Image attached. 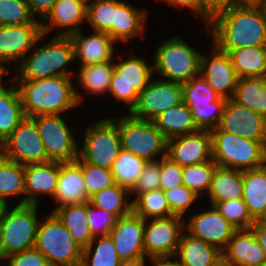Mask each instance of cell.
<instances>
[{"mask_svg": "<svg viewBox=\"0 0 266 266\" xmlns=\"http://www.w3.org/2000/svg\"><path fill=\"white\" fill-rule=\"evenodd\" d=\"M213 43L229 53L248 46H266V18L262 4L228 5L212 13L207 27Z\"/></svg>", "mask_w": 266, "mask_h": 266, "instance_id": "1", "label": "cell"}, {"mask_svg": "<svg viewBox=\"0 0 266 266\" xmlns=\"http://www.w3.org/2000/svg\"><path fill=\"white\" fill-rule=\"evenodd\" d=\"M15 83L19 84L17 89L25 117L60 114L81 102L80 94L68 76L38 80L15 79Z\"/></svg>", "mask_w": 266, "mask_h": 266, "instance_id": "2", "label": "cell"}, {"mask_svg": "<svg viewBox=\"0 0 266 266\" xmlns=\"http://www.w3.org/2000/svg\"><path fill=\"white\" fill-rule=\"evenodd\" d=\"M212 158L218 167L248 170L266 164V146L237 134L211 130Z\"/></svg>", "mask_w": 266, "mask_h": 266, "instance_id": "3", "label": "cell"}, {"mask_svg": "<svg viewBox=\"0 0 266 266\" xmlns=\"http://www.w3.org/2000/svg\"><path fill=\"white\" fill-rule=\"evenodd\" d=\"M75 59L74 45L70 36H56L35 50L32 55L25 57L15 79L38 80L56 76H68L73 72L65 66Z\"/></svg>", "mask_w": 266, "mask_h": 266, "instance_id": "4", "label": "cell"}, {"mask_svg": "<svg viewBox=\"0 0 266 266\" xmlns=\"http://www.w3.org/2000/svg\"><path fill=\"white\" fill-rule=\"evenodd\" d=\"M37 205H17L5 209L0 221V260L35 246L39 222Z\"/></svg>", "mask_w": 266, "mask_h": 266, "instance_id": "5", "label": "cell"}, {"mask_svg": "<svg viewBox=\"0 0 266 266\" xmlns=\"http://www.w3.org/2000/svg\"><path fill=\"white\" fill-rule=\"evenodd\" d=\"M38 226L35 248L47 259L50 266H81V248L65 226L51 213Z\"/></svg>", "mask_w": 266, "mask_h": 266, "instance_id": "6", "label": "cell"}, {"mask_svg": "<svg viewBox=\"0 0 266 266\" xmlns=\"http://www.w3.org/2000/svg\"><path fill=\"white\" fill-rule=\"evenodd\" d=\"M201 55L179 37H172L156 50L153 70L168 81L183 84L200 75Z\"/></svg>", "mask_w": 266, "mask_h": 266, "instance_id": "7", "label": "cell"}, {"mask_svg": "<svg viewBox=\"0 0 266 266\" xmlns=\"http://www.w3.org/2000/svg\"><path fill=\"white\" fill-rule=\"evenodd\" d=\"M121 149L144 160L154 161L158 153L166 154L167 140L153 121L130 115L118 119Z\"/></svg>", "mask_w": 266, "mask_h": 266, "instance_id": "8", "label": "cell"}, {"mask_svg": "<svg viewBox=\"0 0 266 266\" xmlns=\"http://www.w3.org/2000/svg\"><path fill=\"white\" fill-rule=\"evenodd\" d=\"M81 153L76 160L111 169L121 150L118 119L106 118L88 127L84 132Z\"/></svg>", "mask_w": 266, "mask_h": 266, "instance_id": "9", "label": "cell"}, {"mask_svg": "<svg viewBox=\"0 0 266 266\" xmlns=\"http://www.w3.org/2000/svg\"><path fill=\"white\" fill-rule=\"evenodd\" d=\"M199 76L181 84L183 102L191 110L197 128L211 131L220 123L226 99L220 97L204 78Z\"/></svg>", "mask_w": 266, "mask_h": 266, "instance_id": "10", "label": "cell"}, {"mask_svg": "<svg viewBox=\"0 0 266 266\" xmlns=\"http://www.w3.org/2000/svg\"><path fill=\"white\" fill-rule=\"evenodd\" d=\"M114 63L109 92L118 100L124 101L130 111L136 104L139 93L148 85L153 66L147 65L144 59L129 58Z\"/></svg>", "mask_w": 266, "mask_h": 266, "instance_id": "11", "label": "cell"}, {"mask_svg": "<svg viewBox=\"0 0 266 266\" xmlns=\"http://www.w3.org/2000/svg\"><path fill=\"white\" fill-rule=\"evenodd\" d=\"M32 119L36 122L48 161L64 163L78 158L77 143L59 114L38 115Z\"/></svg>", "mask_w": 266, "mask_h": 266, "instance_id": "12", "label": "cell"}, {"mask_svg": "<svg viewBox=\"0 0 266 266\" xmlns=\"http://www.w3.org/2000/svg\"><path fill=\"white\" fill-rule=\"evenodd\" d=\"M2 148L7 160L24 166L48 162L36 122L30 117H24L11 135L2 143Z\"/></svg>", "mask_w": 266, "mask_h": 266, "instance_id": "13", "label": "cell"}, {"mask_svg": "<svg viewBox=\"0 0 266 266\" xmlns=\"http://www.w3.org/2000/svg\"><path fill=\"white\" fill-rule=\"evenodd\" d=\"M182 102L181 84L168 80L150 81L128 113L134 118L152 121L160 113Z\"/></svg>", "mask_w": 266, "mask_h": 266, "instance_id": "14", "label": "cell"}, {"mask_svg": "<svg viewBox=\"0 0 266 266\" xmlns=\"http://www.w3.org/2000/svg\"><path fill=\"white\" fill-rule=\"evenodd\" d=\"M179 216L153 218L148 225L144 224L145 255L175 256L178 250L180 237L184 231L185 222Z\"/></svg>", "mask_w": 266, "mask_h": 266, "instance_id": "15", "label": "cell"}, {"mask_svg": "<svg viewBox=\"0 0 266 266\" xmlns=\"http://www.w3.org/2000/svg\"><path fill=\"white\" fill-rule=\"evenodd\" d=\"M218 128L266 146V118L232 99L225 102Z\"/></svg>", "mask_w": 266, "mask_h": 266, "instance_id": "16", "label": "cell"}, {"mask_svg": "<svg viewBox=\"0 0 266 266\" xmlns=\"http://www.w3.org/2000/svg\"><path fill=\"white\" fill-rule=\"evenodd\" d=\"M144 224L140 216L133 212L118 218L115 226L109 233L118 257L122 262H136L145 259Z\"/></svg>", "mask_w": 266, "mask_h": 266, "instance_id": "17", "label": "cell"}, {"mask_svg": "<svg viewBox=\"0 0 266 266\" xmlns=\"http://www.w3.org/2000/svg\"><path fill=\"white\" fill-rule=\"evenodd\" d=\"M166 156L182 167L213 160L210 131L198 130L194 133L169 139Z\"/></svg>", "mask_w": 266, "mask_h": 266, "instance_id": "18", "label": "cell"}, {"mask_svg": "<svg viewBox=\"0 0 266 266\" xmlns=\"http://www.w3.org/2000/svg\"><path fill=\"white\" fill-rule=\"evenodd\" d=\"M43 36L41 24L0 25V65L21 62Z\"/></svg>", "mask_w": 266, "mask_h": 266, "instance_id": "19", "label": "cell"}, {"mask_svg": "<svg viewBox=\"0 0 266 266\" xmlns=\"http://www.w3.org/2000/svg\"><path fill=\"white\" fill-rule=\"evenodd\" d=\"M212 206L211 211L192 215L189 223L184 224V229L193 237L223 251L237 230L223 218L214 205Z\"/></svg>", "mask_w": 266, "mask_h": 266, "instance_id": "20", "label": "cell"}, {"mask_svg": "<svg viewBox=\"0 0 266 266\" xmlns=\"http://www.w3.org/2000/svg\"><path fill=\"white\" fill-rule=\"evenodd\" d=\"M212 48L213 57L211 59L201 55L200 75L220 97L226 100L231 99L238 77L229 54L220 51L214 44Z\"/></svg>", "mask_w": 266, "mask_h": 266, "instance_id": "21", "label": "cell"}, {"mask_svg": "<svg viewBox=\"0 0 266 266\" xmlns=\"http://www.w3.org/2000/svg\"><path fill=\"white\" fill-rule=\"evenodd\" d=\"M222 259L230 266H263L266 254L251 229L237 230L222 251Z\"/></svg>", "mask_w": 266, "mask_h": 266, "instance_id": "22", "label": "cell"}, {"mask_svg": "<svg viewBox=\"0 0 266 266\" xmlns=\"http://www.w3.org/2000/svg\"><path fill=\"white\" fill-rule=\"evenodd\" d=\"M25 198L17 205H37L40 193L50 194L52 197L57 188L59 177V162L28 164L24 166Z\"/></svg>", "mask_w": 266, "mask_h": 266, "instance_id": "23", "label": "cell"}, {"mask_svg": "<svg viewBox=\"0 0 266 266\" xmlns=\"http://www.w3.org/2000/svg\"><path fill=\"white\" fill-rule=\"evenodd\" d=\"M88 0H57L52 10L43 19L50 24L41 23L42 33L45 35L57 26L66 27L56 36H70L80 31V23L87 19ZM56 26V27H55Z\"/></svg>", "mask_w": 266, "mask_h": 266, "instance_id": "24", "label": "cell"}, {"mask_svg": "<svg viewBox=\"0 0 266 266\" xmlns=\"http://www.w3.org/2000/svg\"><path fill=\"white\" fill-rule=\"evenodd\" d=\"M53 198L59 207L90 201L85 187L82 168L76 162H59V177Z\"/></svg>", "mask_w": 266, "mask_h": 266, "instance_id": "25", "label": "cell"}, {"mask_svg": "<svg viewBox=\"0 0 266 266\" xmlns=\"http://www.w3.org/2000/svg\"><path fill=\"white\" fill-rule=\"evenodd\" d=\"M81 30L70 35L74 45L75 59L82 62L81 66L111 61L114 55L115 42L107 33L97 32L84 37Z\"/></svg>", "mask_w": 266, "mask_h": 266, "instance_id": "26", "label": "cell"}, {"mask_svg": "<svg viewBox=\"0 0 266 266\" xmlns=\"http://www.w3.org/2000/svg\"><path fill=\"white\" fill-rule=\"evenodd\" d=\"M177 255L181 266H215L222 260V251L188 232L180 237Z\"/></svg>", "mask_w": 266, "mask_h": 266, "instance_id": "27", "label": "cell"}, {"mask_svg": "<svg viewBox=\"0 0 266 266\" xmlns=\"http://www.w3.org/2000/svg\"><path fill=\"white\" fill-rule=\"evenodd\" d=\"M152 121L167 141L199 130L191 110L184 102L165 110Z\"/></svg>", "mask_w": 266, "mask_h": 266, "instance_id": "28", "label": "cell"}, {"mask_svg": "<svg viewBox=\"0 0 266 266\" xmlns=\"http://www.w3.org/2000/svg\"><path fill=\"white\" fill-rule=\"evenodd\" d=\"M243 201L257 221L266 208V164L243 171Z\"/></svg>", "mask_w": 266, "mask_h": 266, "instance_id": "29", "label": "cell"}, {"mask_svg": "<svg viewBox=\"0 0 266 266\" xmlns=\"http://www.w3.org/2000/svg\"><path fill=\"white\" fill-rule=\"evenodd\" d=\"M53 214L70 232V235L81 248H86L94 239L87 224V202L57 207Z\"/></svg>", "mask_w": 266, "mask_h": 266, "instance_id": "30", "label": "cell"}, {"mask_svg": "<svg viewBox=\"0 0 266 266\" xmlns=\"http://www.w3.org/2000/svg\"><path fill=\"white\" fill-rule=\"evenodd\" d=\"M208 193L211 202L243 199V170L217 166Z\"/></svg>", "mask_w": 266, "mask_h": 266, "instance_id": "31", "label": "cell"}, {"mask_svg": "<svg viewBox=\"0 0 266 266\" xmlns=\"http://www.w3.org/2000/svg\"><path fill=\"white\" fill-rule=\"evenodd\" d=\"M21 98L14 83L9 88H0V142L3 143L24 119Z\"/></svg>", "mask_w": 266, "mask_h": 266, "instance_id": "32", "label": "cell"}, {"mask_svg": "<svg viewBox=\"0 0 266 266\" xmlns=\"http://www.w3.org/2000/svg\"><path fill=\"white\" fill-rule=\"evenodd\" d=\"M231 99L266 118V77L239 78Z\"/></svg>", "mask_w": 266, "mask_h": 266, "instance_id": "33", "label": "cell"}, {"mask_svg": "<svg viewBox=\"0 0 266 266\" xmlns=\"http://www.w3.org/2000/svg\"><path fill=\"white\" fill-rule=\"evenodd\" d=\"M228 54L238 79L266 77V46H248Z\"/></svg>", "mask_w": 266, "mask_h": 266, "instance_id": "34", "label": "cell"}, {"mask_svg": "<svg viewBox=\"0 0 266 266\" xmlns=\"http://www.w3.org/2000/svg\"><path fill=\"white\" fill-rule=\"evenodd\" d=\"M146 11L136 9L124 2L117 8L113 23V40L128 42L132 37L141 35L145 29Z\"/></svg>", "mask_w": 266, "mask_h": 266, "instance_id": "35", "label": "cell"}, {"mask_svg": "<svg viewBox=\"0 0 266 266\" xmlns=\"http://www.w3.org/2000/svg\"><path fill=\"white\" fill-rule=\"evenodd\" d=\"M146 163V160L121 149L111 167L114 182L131 192L137 184Z\"/></svg>", "mask_w": 266, "mask_h": 266, "instance_id": "36", "label": "cell"}, {"mask_svg": "<svg viewBox=\"0 0 266 266\" xmlns=\"http://www.w3.org/2000/svg\"><path fill=\"white\" fill-rule=\"evenodd\" d=\"M114 63L111 61L81 66L79 83L84 90L92 94L109 92Z\"/></svg>", "mask_w": 266, "mask_h": 266, "instance_id": "37", "label": "cell"}, {"mask_svg": "<svg viewBox=\"0 0 266 266\" xmlns=\"http://www.w3.org/2000/svg\"><path fill=\"white\" fill-rule=\"evenodd\" d=\"M131 193L120 187L118 184H113L90 197V203L95 207L111 212L118 218L129 215L132 212V203L125 200V197Z\"/></svg>", "mask_w": 266, "mask_h": 266, "instance_id": "38", "label": "cell"}, {"mask_svg": "<svg viewBox=\"0 0 266 266\" xmlns=\"http://www.w3.org/2000/svg\"><path fill=\"white\" fill-rule=\"evenodd\" d=\"M131 203L132 212L143 220L166 218L173 215L161 189L139 193Z\"/></svg>", "mask_w": 266, "mask_h": 266, "instance_id": "39", "label": "cell"}, {"mask_svg": "<svg viewBox=\"0 0 266 266\" xmlns=\"http://www.w3.org/2000/svg\"><path fill=\"white\" fill-rule=\"evenodd\" d=\"M120 0H95L87 5V21L94 32L107 33L113 39V23Z\"/></svg>", "mask_w": 266, "mask_h": 266, "instance_id": "40", "label": "cell"}, {"mask_svg": "<svg viewBox=\"0 0 266 266\" xmlns=\"http://www.w3.org/2000/svg\"><path fill=\"white\" fill-rule=\"evenodd\" d=\"M96 239L94 237L90 245L83 249L81 266H121L123 262L110 236L100 237L92 254L93 241Z\"/></svg>", "mask_w": 266, "mask_h": 266, "instance_id": "41", "label": "cell"}, {"mask_svg": "<svg viewBox=\"0 0 266 266\" xmlns=\"http://www.w3.org/2000/svg\"><path fill=\"white\" fill-rule=\"evenodd\" d=\"M21 194L25 195L24 165L6 159L0 165V199L8 204L9 196Z\"/></svg>", "mask_w": 266, "mask_h": 266, "instance_id": "42", "label": "cell"}, {"mask_svg": "<svg viewBox=\"0 0 266 266\" xmlns=\"http://www.w3.org/2000/svg\"><path fill=\"white\" fill-rule=\"evenodd\" d=\"M217 164L207 161L202 164L184 166L182 171L183 184L198 196L205 190L209 192L212 176Z\"/></svg>", "mask_w": 266, "mask_h": 266, "instance_id": "43", "label": "cell"}, {"mask_svg": "<svg viewBox=\"0 0 266 266\" xmlns=\"http://www.w3.org/2000/svg\"><path fill=\"white\" fill-rule=\"evenodd\" d=\"M236 230L250 229L256 221L251 217L243 199H233L225 202H211Z\"/></svg>", "mask_w": 266, "mask_h": 266, "instance_id": "44", "label": "cell"}, {"mask_svg": "<svg viewBox=\"0 0 266 266\" xmlns=\"http://www.w3.org/2000/svg\"><path fill=\"white\" fill-rule=\"evenodd\" d=\"M41 24L25 0H0V25Z\"/></svg>", "mask_w": 266, "mask_h": 266, "instance_id": "45", "label": "cell"}, {"mask_svg": "<svg viewBox=\"0 0 266 266\" xmlns=\"http://www.w3.org/2000/svg\"><path fill=\"white\" fill-rule=\"evenodd\" d=\"M82 168L87 195L95 193L115 184L111 169L86 163L84 160H75Z\"/></svg>", "mask_w": 266, "mask_h": 266, "instance_id": "46", "label": "cell"}, {"mask_svg": "<svg viewBox=\"0 0 266 266\" xmlns=\"http://www.w3.org/2000/svg\"><path fill=\"white\" fill-rule=\"evenodd\" d=\"M88 221L87 224L93 237L100 234L99 237L109 236L111 229L115 226L118 217L111 212H107L95 207L92 203L87 202Z\"/></svg>", "mask_w": 266, "mask_h": 266, "instance_id": "47", "label": "cell"}, {"mask_svg": "<svg viewBox=\"0 0 266 266\" xmlns=\"http://www.w3.org/2000/svg\"><path fill=\"white\" fill-rule=\"evenodd\" d=\"M163 192L171 213L179 217H182L185 211L198 198V195L184 184L169 190H164Z\"/></svg>", "mask_w": 266, "mask_h": 266, "instance_id": "48", "label": "cell"}, {"mask_svg": "<svg viewBox=\"0 0 266 266\" xmlns=\"http://www.w3.org/2000/svg\"><path fill=\"white\" fill-rule=\"evenodd\" d=\"M160 159V187L161 190H169L183 185V167L163 154Z\"/></svg>", "mask_w": 266, "mask_h": 266, "instance_id": "49", "label": "cell"}, {"mask_svg": "<svg viewBox=\"0 0 266 266\" xmlns=\"http://www.w3.org/2000/svg\"><path fill=\"white\" fill-rule=\"evenodd\" d=\"M160 187V160L148 161L137 184L130 193H144Z\"/></svg>", "mask_w": 266, "mask_h": 266, "instance_id": "50", "label": "cell"}, {"mask_svg": "<svg viewBox=\"0 0 266 266\" xmlns=\"http://www.w3.org/2000/svg\"><path fill=\"white\" fill-rule=\"evenodd\" d=\"M7 266H50L48 259L35 247L10 256Z\"/></svg>", "mask_w": 266, "mask_h": 266, "instance_id": "51", "label": "cell"}, {"mask_svg": "<svg viewBox=\"0 0 266 266\" xmlns=\"http://www.w3.org/2000/svg\"><path fill=\"white\" fill-rule=\"evenodd\" d=\"M167 1L171 5H175L176 7L180 6H187L188 8L193 9L197 14L203 16V20L207 26L209 23L212 11L208 8L206 0H164Z\"/></svg>", "mask_w": 266, "mask_h": 266, "instance_id": "52", "label": "cell"}, {"mask_svg": "<svg viewBox=\"0 0 266 266\" xmlns=\"http://www.w3.org/2000/svg\"><path fill=\"white\" fill-rule=\"evenodd\" d=\"M29 5L32 14L40 15L44 19L47 14L52 10L53 5L57 0H25Z\"/></svg>", "mask_w": 266, "mask_h": 266, "instance_id": "53", "label": "cell"}, {"mask_svg": "<svg viewBox=\"0 0 266 266\" xmlns=\"http://www.w3.org/2000/svg\"><path fill=\"white\" fill-rule=\"evenodd\" d=\"M250 229L266 254V224L256 222Z\"/></svg>", "mask_w": 266, "mask_h": 266, "instance_id": "54", "label": "cell"}, {"mask_svg": "<svg viewBox=\"0 0 266 266\" xmlns=\"http://www.w3.org/2000/svg\"><path fill=\"white\" fill-rule=\"evenodd\" d=\"M171 256H151L149 259L153 262L154 266H181L180 261L175 262L170 260Z\"/></svg>", "mask_w": 266, "mask_h": 266, "instance_id": "55", "label": "cell"}, {"mask_svg": "<svg viewBox=\"0 0 266 266\" xmlns=\"http://www.w3.org/2000/svg\"><path fill=\"white\" fill-rule=\"evenodd\" d=\"M208 8L214 12L219 8L228 5H235L238 4V0H206Z\"/></svg>", "mask_w": 266, "mask_h": 266, "instance_id": "56", "label": "cell"}, {"mask_svg": "<svg viewBox=\"0 0 266 266\" xmlns=\"http://www.w3.org/2000/svg\"><path fill=\"white\" fill-rule=\"evenodd\" d=\"M145 259L143 261H136V262H123L121 266H144Z\"/></svg>", "mask_w": 266, "mask_h": 266, "instance_id": "57", "label": "cell"}, {"mask_svg": "<svg viewBox=\"0 0 266 266\" xmlns=\"http://www.w3.org/2000/svg\"><path fill=\"white\" fill-rule=\"evenodd\" d=\"M266 0H238V4H242V3H250V4H262L264 3Z\"/></svg>", "mask_w": 266, "mask_h": 266, "instance_id": "58", "label": "cell"}, {"mask_svg": "<svg viewBox=\"0 0 266 266\" xmlns=\"http://www.w3.org/2000/svg\"><path fill=\"white\" fill-rule=\"evenodd\" d=\"M8 207V204H6L4 201L0 199V221L3 217V214L5 212V209Z\"/></svg>", "mask_w": 266, "mask_h": 266, "instance_id": "59", "label": "cell"}, {"mask_svg": "<svg viewBox=\"0 0 266 266\" xmlns=\"http://www.w3.org/2000/svg\"><path fill=\"white\" fill-rule=\"evenodd\" d=\"M7 69L8 68L6 66L4 67L3 65H0V88L2 87V75L9 72Z\"/></svg>", "mask_w": 266, "mask_h": 266, "instance_id": "60", "label": "cell"}, {"mask_svg": "<svg viewBox=\"0 0 266 266\" xmlns=\"http://www.w3.org/2000/svg\"><path fill=\"white\" fill-rule=\"evenodd\" d=\"M256 222L261 223V224H266V208H265L264 214Z\"/></svg>", "mask_w": 266, "mask_h": 266, "instance_id": "61", "label": "cell"}, {"mask_svg": "<svg viewBox=\"0 0 266 266\" xmlns=\"http://www.w3.org/2000/svg\"><path fill=\"white\" fill-rule=\"evenodd\" d=\"M3 148L0 149V165L6 160Z\"/></svg>", "mask_w": 266, "mask_h": 266, "instance_id": "62", "label": "cell"}, {"mask_svg": "<svg viewBox=\"0 0 266 266\" xmlns=\"http://www.w3.org/2000/svg\"><path fill=\"white\" fill-rule=\"evenodd\" d=\"M215 266H230V265H228L223 259L219 262V263H217Z\"/></svg>", "mask_w": 266, "mask_h": 266, "instance_id": "63", "label": "cell"}, {"mask_svg": "<svg viewBox=\"0 0 266 266\" xmlns=\"http://www.w3.org/2000/svg\"><path fill=\"white\" fill-rule=\"evenodd\" d=\"M262 7H263L264 15L266 18V1L264 3H262Z\"/></svg>", "mask_w": 266, "mask_h": 266, "instance_id": "64", "label": "cell"}]
</instances>
